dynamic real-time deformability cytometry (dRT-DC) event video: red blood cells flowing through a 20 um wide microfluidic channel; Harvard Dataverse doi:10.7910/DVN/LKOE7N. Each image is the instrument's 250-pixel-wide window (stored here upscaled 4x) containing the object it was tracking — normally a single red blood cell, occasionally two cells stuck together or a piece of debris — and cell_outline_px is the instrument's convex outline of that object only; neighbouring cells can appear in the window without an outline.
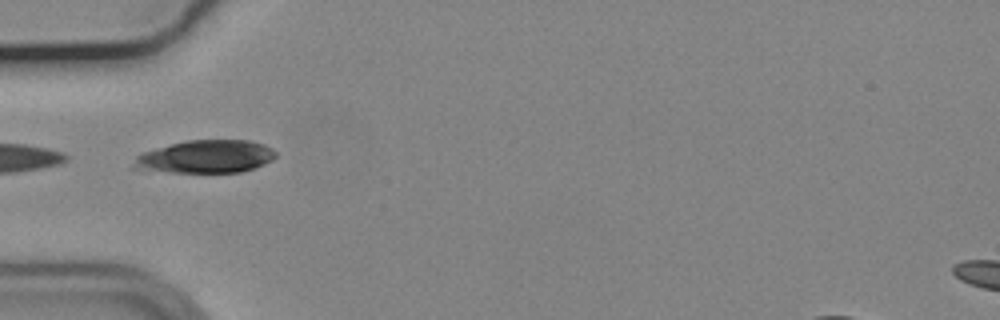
{"species": "common noctule bat (a hibernating species)", "species_latin": "Nyctalus noctula", "temperature_condition": "cold", "stored_images_in_passage": 9, "camera_frame_rate_fps": 3000, "um_per_image_px": 0.085, "animal": {"sex": "male", "body_mass_g": 19.2, "forearm_length_mm": 51.8}, "frame": {"image": 1, "passage_image": 1, "time_ms": 0.0, "image_size_px": [1000, 320], "cell_outline_px": [[276, 156], [272, 160], [264, 164], [240, 172], [168, 172], [132, 168], [132, 164], [136, 156], [140, 152], [188, 140], [252, 140], [264, 144], [272, 148], [276, 152]], "centroid_in_image_um": [17.48, 13.31], "position_along_channel_um": 67.5, "area_um2": 27.22}}